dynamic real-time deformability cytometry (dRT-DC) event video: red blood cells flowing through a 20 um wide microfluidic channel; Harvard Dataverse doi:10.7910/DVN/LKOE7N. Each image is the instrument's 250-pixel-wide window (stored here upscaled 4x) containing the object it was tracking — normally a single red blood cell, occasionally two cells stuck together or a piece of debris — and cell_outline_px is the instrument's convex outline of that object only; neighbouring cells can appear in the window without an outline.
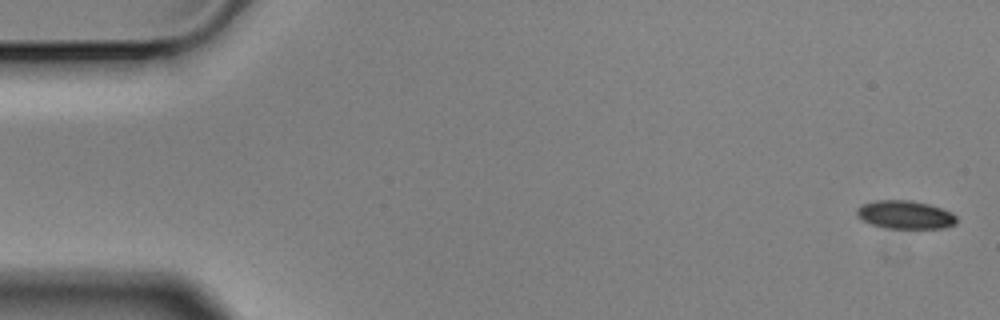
{"species": "Egyptian fruit bat (a non-hibernating species)", "species_latin": "Rousettus aegyptiacus", "temperature_condition": "cold", "stored_images_in_passage": 5, "camera_frame_rate_fps": 3000, "um_per_image_px": 0.085, "animal": {"sex": "male"}, "frame": {"image": 1, "passage_image": 1, "time_ms": 0.0, "image_size_px": [1000, 320], "cell_outline_px": [[956, 224], [944, 228], [884, 228], [872, 224], [864, 220], [856, 212], [856, 208], [864, 204], [876, 200], [908, 200], [928, 204], [952, 212], [956, 216]], "centroid_in_image_um": [76.97, 18.25], "position_along_channel_um": 8.0, "area_um2": 16.24}}